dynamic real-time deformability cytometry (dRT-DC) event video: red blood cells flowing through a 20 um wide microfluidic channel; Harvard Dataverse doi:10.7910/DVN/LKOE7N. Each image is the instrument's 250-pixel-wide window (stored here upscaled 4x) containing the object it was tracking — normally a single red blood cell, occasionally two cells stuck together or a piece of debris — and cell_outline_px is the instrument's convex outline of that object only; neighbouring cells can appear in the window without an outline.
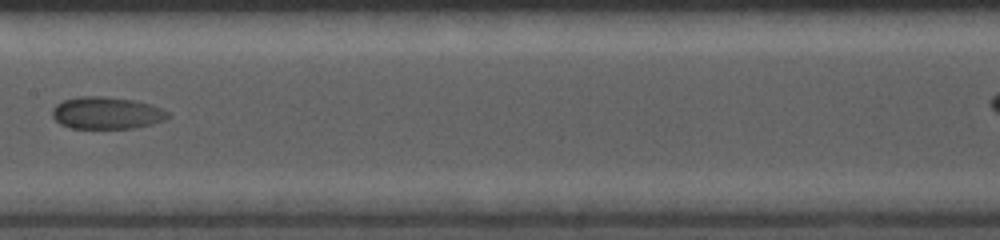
{"species": "common noctule bat (a hibernating species)", "species_latin": "Nyctalus noctula", "temperature_condition": "cold", "stored_images_in_passage": 10, "camera_frame_rate_fps": 5000, "um_per_image_px": 0.085, "animal": {"sex": "female", "body_mass_g": 19.0, "forearm_length_mm": 56.7}, "frame": {"image": 1, "passage_image": 4, "time_ms": 0.6, "image_size_px": [1000, 240], "cell_outline_px": [[172, 116], [164, 120], [152, 124], [136, 128], [68, 128], [60, 124], [52, 116], [52, 108], [56, 104], [64, 100], [76, 96], [100, 96], [132, 100], [148, 104], [160, 108], [168, 112]], "centroid_in_image_um": [9.03, 9.61], "position_along_channel_um": 198.4, "area_um2": 21.68}}
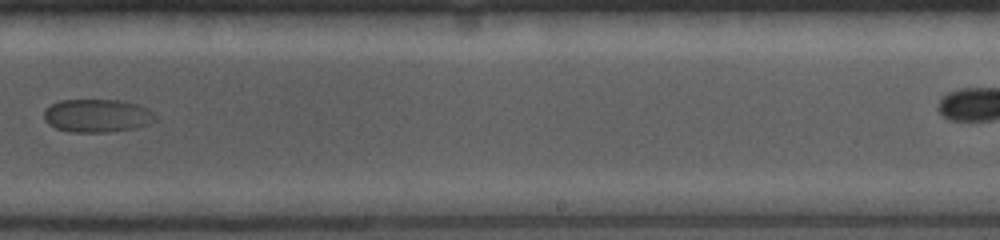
{"frame": {"image": 2, "passage_image": 6, "time_ms": 1.0, "image_size_px": [1000, 240], "cell_outline_px": [[156, 120], [148, 124], [136, 128], [108, 132], [68, 132], [56, 128], [48, 124], [44, 120], [44, 112], [52, 104], [60, 100], [120, 100], [136, 104], [148, 108], [156, 116]], "centroid_in_image_um": [8.26, 9.84], "position_along_channel_um": 280.7, "area_um2": 21.56}}
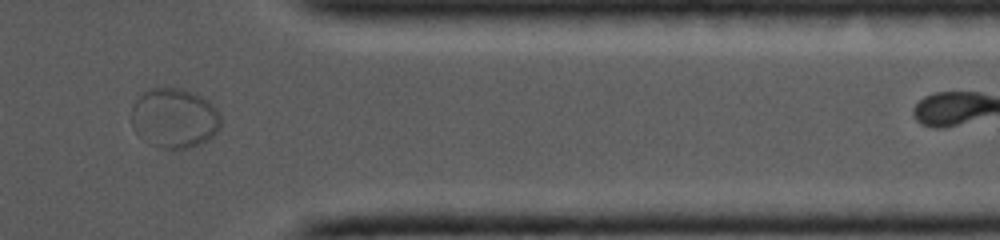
{"frame": {"image": 3, "passage_image": 9, "time_ms": 1.6, "image_size_px": [1000, 240], "cell_outline_px": [[220, 128], [208, 140], [192, 148], [160, 148], [148, 144], [136, 132], [132, 124], [132, 104], [148, 88], [180, 88], [192, 92], [208, 100], [220, 112]], "centroid_in_image_um": [14.82, 10.05], "position_along_channel_um": 396.6, "area_um2": 31.27}}